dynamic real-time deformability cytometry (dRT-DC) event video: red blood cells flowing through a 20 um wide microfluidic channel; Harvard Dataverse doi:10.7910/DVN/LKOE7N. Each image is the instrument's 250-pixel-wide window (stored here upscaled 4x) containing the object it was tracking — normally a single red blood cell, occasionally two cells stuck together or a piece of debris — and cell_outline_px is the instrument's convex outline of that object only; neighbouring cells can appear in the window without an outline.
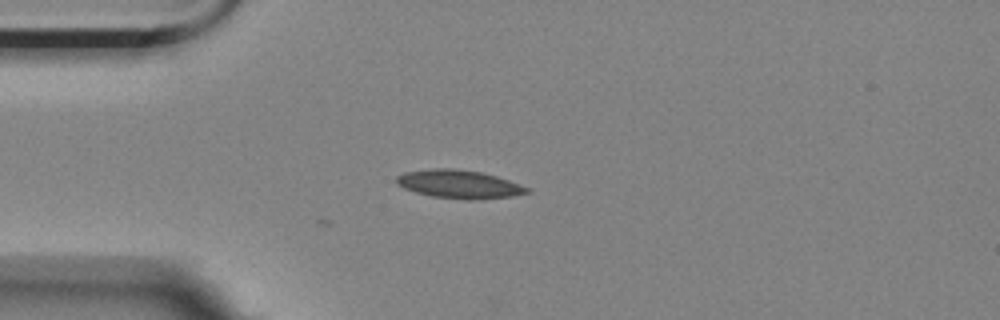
{"species": "Egyptian fruit bat (a non-hibernating species)", "species_latin": "Rousettus aegyptiacus", "temperature_condition": "room temperature", "stored_images_in_passage": 7, "camera_frame_rate_fps": 3000, "um_per_image_px": 0.085, "animal": {"sex": "female"}, "frame": {"image": 1, "passage_image": 1, "time_ms": 0.0, "image_size_px": [1000, 320], "cell_outline_px": [[532, 192], [512, 196], [472, 200], [468, 200], [432, 196], [416, 192], [404, 188], [396, 184], [396, 176], [404, 172], [432, 168], [452, 168], [480, 172], [496, 176], [532, 188]], "centroid_in_image_um": [39.04, 15.65], "position_along_channel_um": 46.0, "area_um2": 21.62}}
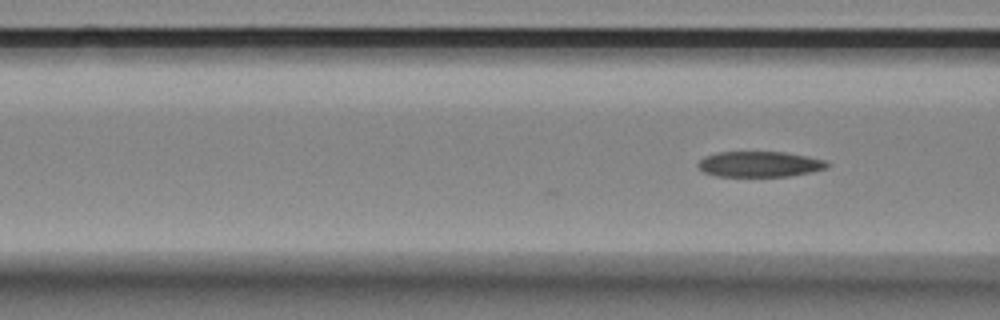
{"frame": {"image": 2, "passage_image": 7, "time_ms": 2.0, "image_size_px": [1000, 320], "cell_outline_px": [[832, 164], [828, 168], [812, 172], [788, 176], [716, 176], [704, 172], [696, 164], [704, 156], [716, 152], [784, 152], [808, 156], [824, 160]], "centroid_in_image_um": [64.59, 13.95], "position_along_channel_um": 102.0, "area_um2": 19.36}}